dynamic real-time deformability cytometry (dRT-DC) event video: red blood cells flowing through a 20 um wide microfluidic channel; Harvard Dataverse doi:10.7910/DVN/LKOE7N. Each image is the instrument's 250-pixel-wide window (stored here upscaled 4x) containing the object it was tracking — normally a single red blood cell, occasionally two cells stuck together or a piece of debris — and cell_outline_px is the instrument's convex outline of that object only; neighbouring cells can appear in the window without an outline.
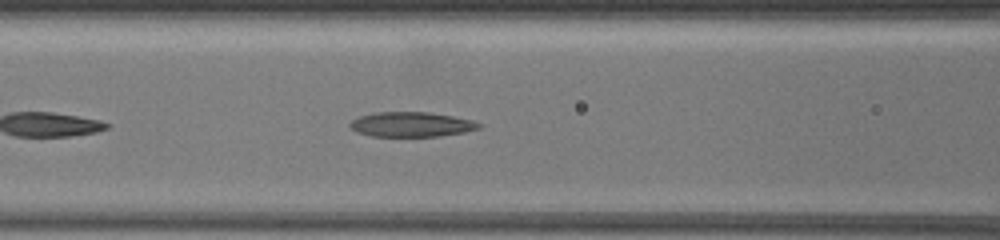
{"species": "common noctule bat (a hibernating species)", "species_latin": "Nyctalus noctula", "temperature_condition": "warm", "stored_images_in_passage": 25, "camera_frame_rate_fps": 3000, "um_per_image_px": 0.085, "animal": {"sex": "female", "body_mass_g": 19.5, "forearm_length_mm": 54.1}, "frame": {"image": 1, "passage_image": 6, "time_ms": 2.0, "image_size_px": [1000, 240], "cell_outline_px": [[484, 124], [480, 128], [464, 132], [440, 136], [372, 136], [356, 132], [348, 124], [352, 120], [360, 116], [376, 112], [428, 112], [452, 116], [472, 120]], "centroid_in_image_um": [34.98, 10.57], "position_along_channel_um": 131.6, "area_um2": 18.61}}
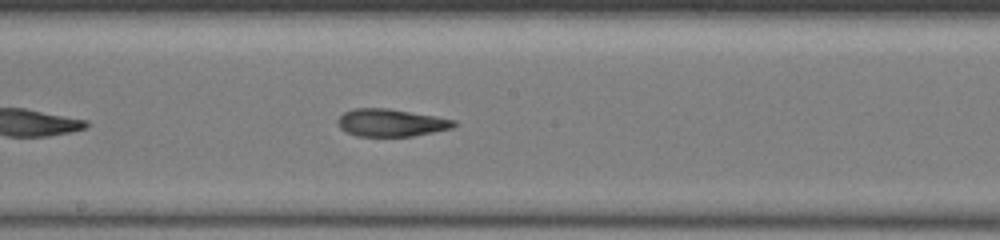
{"frame": {"image": 2, "passage_image": 11, "time_ms": 4.0, "image_size_px": [1000, 240], "cell_outline_px": [[456, 124], [452, 128], [412, 136], [356, 136], [340, 128], [336, 120], [344, 112], [356, 108], [388, 108], [456, 120]], "centroid_in_image_um": [33.21, 10.43], "position_along_channel_um": 215.0, "area_um2": 18.44}}
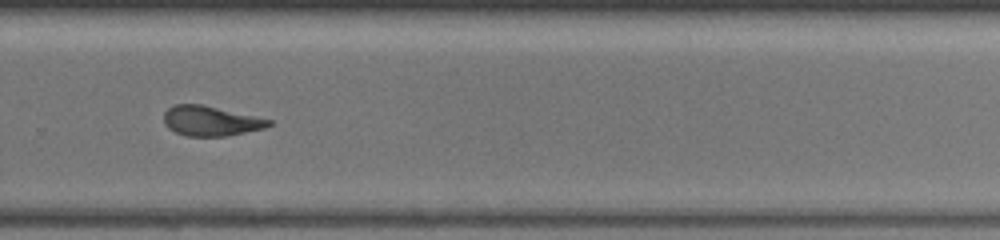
{"frame": {"image": 3, "passage_image": 17, "time_ms": 6.333, "image_size_px": [1000, 240], "cell_outline_px": [[272, 124], [264, 128], [228, 136], [188, 136], [176, 132], [168, 128], [164, 124], [164, 112], [168, 108], [176, 104], [200, 104], [272, 120]], "centroid_in_image_um": [17.89, 10.28], "position_along_channel_um": 311.9, "area_um2": 18.09}, "authors_computed_cell_mechanics": {"area_um2": 18.4382, "velocity_mm_per_s": 4.163, "shape_relaxation_time_tau1_ms": null, "shape_relaxation_time_tau2_ms": 1.6545, "deformation_change_tau1": null, "deformation_change_tau2": 0.0854}}